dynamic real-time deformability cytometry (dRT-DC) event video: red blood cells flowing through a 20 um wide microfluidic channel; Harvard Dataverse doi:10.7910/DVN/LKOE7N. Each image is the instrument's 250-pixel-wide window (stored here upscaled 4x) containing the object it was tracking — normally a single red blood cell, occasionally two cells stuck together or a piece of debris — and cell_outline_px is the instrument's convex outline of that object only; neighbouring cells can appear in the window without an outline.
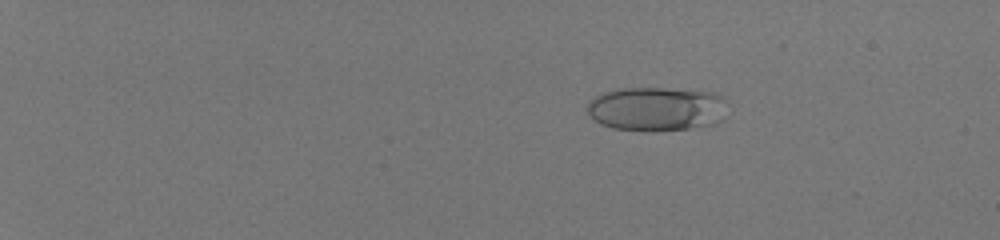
{"species": "human", "species_latin": "Homo sapiens", "temperature_condition": "room temperature", "stored_images_in_passage": 56, "camera_frame_rate_fps": 3000, "um_per_image_px": 0.085, "donor": {"sex": "male"}, "frame": {"image": 1, "passage_image": 13, "time_ms": 4.0, "image_size_px": [1000, 240], "cell_outline_px": [[728, 116], [716, 124], [688, 128], [652, 132], [612, 128], [600, 124], [588, 112], [588, 100], [604, 92], [616, 88], [664, 88], [716, 92], [724, 96], [728, 100]], "centroid_in_image_um": [55.9, 9.25], "position_along_channel_um": 29.1, "area_um2": 36.93}}
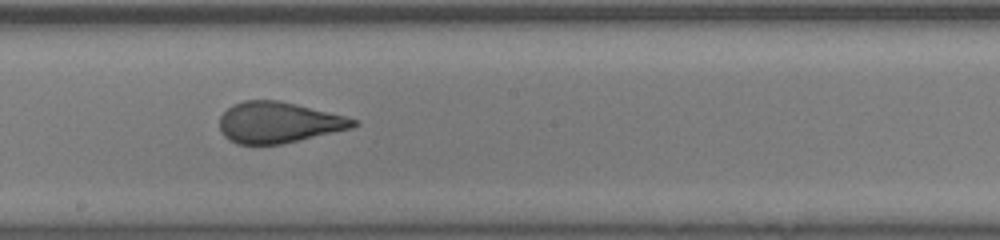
{"frame": {"image": 2, "passage_image": 38, "time_ms": 12.333, "image_size_px": [1000, 240], "cell_outline_px": [[360, 124], [352, 128], [280, 144], [236, 144], [228, 140], [224, 136], [220, 128], [220, 116], [232, 104], [244, 100], [280, 100], [344, 116], [356, 120]], "centroid_in_image_um": [23.64, 10.4], "position_along_channel_um": 224.6, "area_um2": 31.73}}
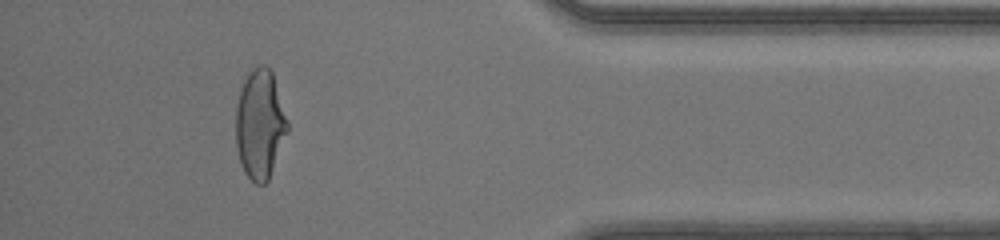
{"frame": {"image": 3, "passage_image": 53, "time_ms": 17.333, "image_size_px": [1000, 240], "cell_outline_px": [[288, 132], [268, 180], [264, 184], [256, 184], [244, 172], [236, 148], [236, 108], [240, 88], [248, 72], [252, 68], [260, 64], [264, 64], [272, 72], [288, 120]], "centroid_in_image_um": [22.09, 10.54], "position_along_channel_um": 413.1, "area_um2": 32.95}, "authors_computed_cell_mechanics": {"area_um2": 33.6974, "velocity_mm_per_s": 4.2359, "shape_relaxation_time_tau1_ms": 8.7663, "shape_relaxation_time_tau2_ms": null, "deformation_change_tau1": 0.2917, "deformation_change_tau2": null}}